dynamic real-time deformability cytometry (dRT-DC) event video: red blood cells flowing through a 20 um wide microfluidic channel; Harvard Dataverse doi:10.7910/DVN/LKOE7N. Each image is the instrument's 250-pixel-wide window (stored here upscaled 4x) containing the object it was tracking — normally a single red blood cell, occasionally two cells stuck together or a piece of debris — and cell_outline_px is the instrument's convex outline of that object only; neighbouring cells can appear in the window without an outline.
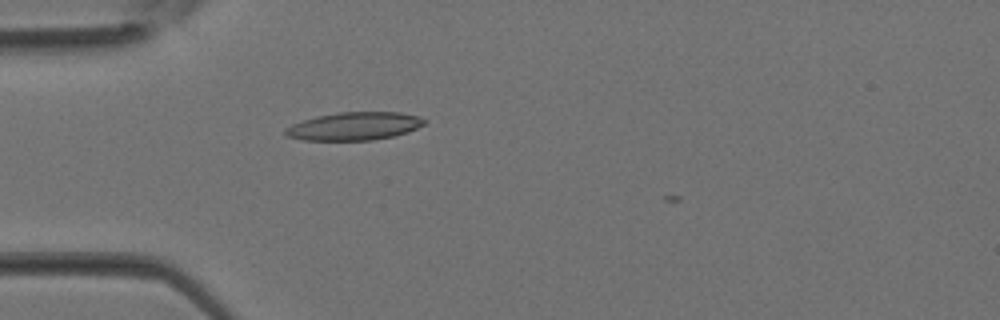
{"species": "Egyptian fruit bat (a non-hibernating species)", "species_latin": "Rousettus aegyptiacus", "temperature_condition": "room temperature", "stored_images_in_passage": 9, "camera_frame_rate_fps": 3000, "um_per_image_px": 0.085, "animal": {"sex": "female"}, "frame": {"image": 1, "passage_image": 8, "time_ms": 2.333, "image_size_px": [1000, 320], "cell_outline_px": [[428, 120], [424, 124], [408, 132], [392, 136], [372, 140], [304, 140], [288, 136], [284, 132], [284, 128], [292, 124], [316, 116], [340, 112], [396, 112], [416, 116]], "centroid_in_image_um": [30.1, 10.72], "position_along_channel_um": 54.9, "area_um2": 22.48}}